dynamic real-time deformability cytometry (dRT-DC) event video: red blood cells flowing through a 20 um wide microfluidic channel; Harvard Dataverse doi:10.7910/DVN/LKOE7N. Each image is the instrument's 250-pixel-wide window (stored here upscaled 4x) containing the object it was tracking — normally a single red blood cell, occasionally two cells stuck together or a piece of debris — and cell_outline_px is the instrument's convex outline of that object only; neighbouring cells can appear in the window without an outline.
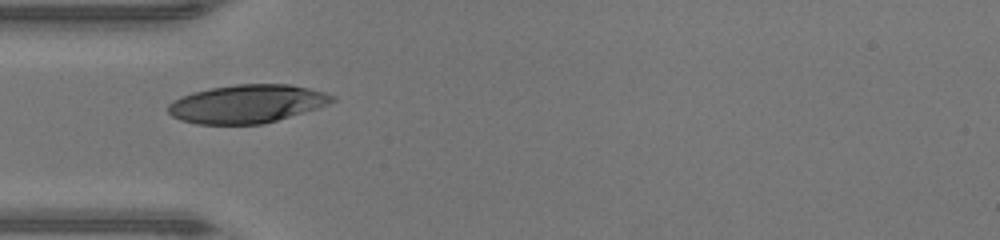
{"species": "human", "species_latin": "Homo sapiens", "temperature_condition": "warm", "stored_images_in_passage": 33, "camera_frame_rate_fps": 3000, "um_per_image_px": 0.085, "donor": {"sex": "male"}, "frame": {"image": 1, "passage_image": 1, "time_ms": 0.0, "image_size_px": [1000, 240], "cell_outline_px": [[336, 100], [328, 104], [316, 108], [264, 124], [196, 124], [180, 120], [172, 116], [168, 112], [168, 104], [172, 100], [180, 96], [192, 92], [212, 88], [236, 84], [288, 84], [308, 88], [324, 92], [336, 96]], "centroid_in_image_um": [20.96, 8.82], "position_along_channel_um": 64.0, "area_um2": 36.59}}
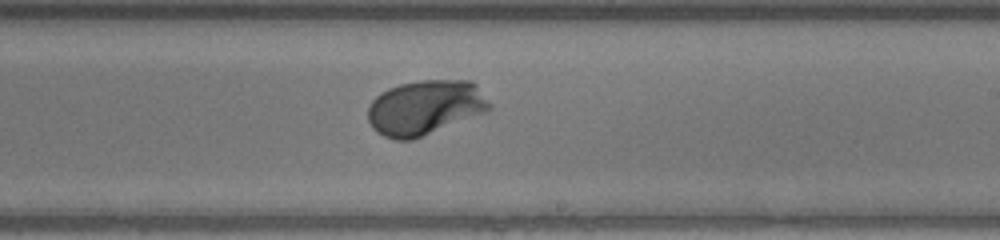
{"frame": {"image": 2, "passage_image": 14, "time_ms": 4.333, "image_size_px": [1000, 240], "cell_outline_px": [[492, 108], [488, 112], [412, 140], [396, 140], [384, 136], [376, 132], [372, 128], [368, 120], [368, 104], [380, 92], [388, 88], [400, 84], [420, 80], [472, 80], [476, 84], [492, 104]], "centroid_in_image_um": [36.15, 9.14], "position_along_channel_um": 252.9, "area_um2": 39.3}}
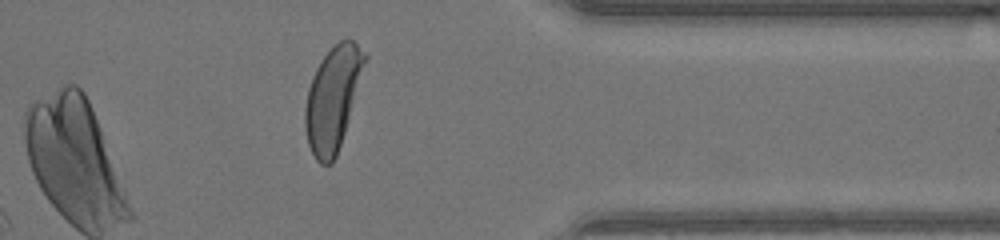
{"frame": {"image": 3, "passage_image": 24, "time_ms": 7.667, "image_size_px": [1000, 240], "cell_outline_px": [[368, 56], [344, 132], [336, 156], [332, 164], [320, 164], [316, 160], [308, 144], [304, 128], [304, 108], [308, 88], [312, 76], [320, 60], [332, 44], [348, 36]], "centroid_in_image_um": [28.26, 8.33], "position_along_channel_um": 383.1, "area_um2": 35.95}, "authors_computed_cell_mechanics": {"area_um2": 37.9746, "velocity_mm_per_s": 4.3566, "shape_relaxation_time_tau1_ms": 1.866, "shape_relaxation_time_tau2_ms": null, "deformation_change_tau1": 0.169, "deformation_change_tau2": null}}